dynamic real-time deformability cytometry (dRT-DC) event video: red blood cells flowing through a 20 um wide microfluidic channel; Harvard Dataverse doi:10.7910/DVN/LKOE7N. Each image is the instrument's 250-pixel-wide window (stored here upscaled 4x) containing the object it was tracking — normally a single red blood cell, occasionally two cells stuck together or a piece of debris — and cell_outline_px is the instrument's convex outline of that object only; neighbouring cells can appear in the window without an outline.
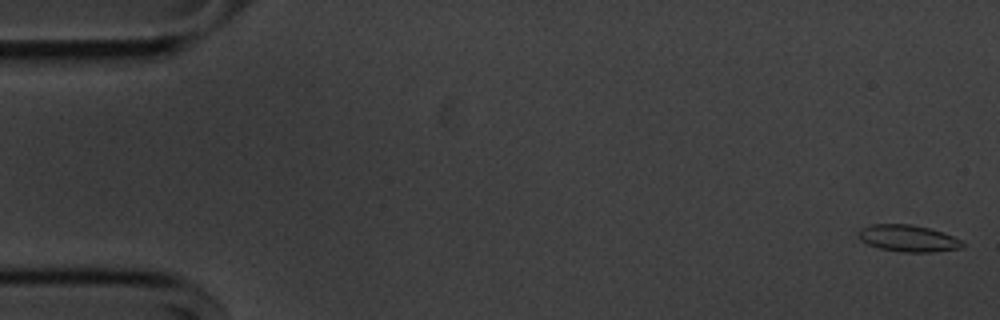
{"species": "common noctule bat (a hibernating species)", "species_latin": "Nyctalus noctula", "temperature_condition": "cold", "stored_images_in_passage": 53, "segment_of_instrument_passage": [1, 2], "camera_frame_rate_fps": 3000, "um_per_image_px": 0.085, "animal": {"sex": "male", "body_mass_g": 20.1, "forearm_length_mm": 53.5}, "frame": {"image": 1, "passage_image": 1, "time_ms": 0.0, "image_size_px": [1000, 320], "cell_outline_px": [[964, 248], [932, 252], [904, 252], [880, 248], [868, 244], [860, 240], [856, 232], [860, 228], [872, 224], [912, 224], [928, 228], [952, 236], [960, 240], [964, 244]], "centroid_in_image_um": [77.15, 20.26], "position_along_channel_um": 7.8, "area_um2": 16.18}}
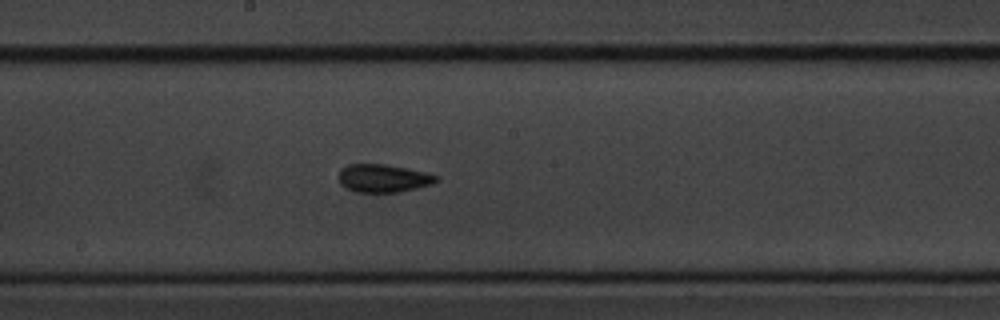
{"frame": {"image": 2, "passage_image": 29, "time_ms": 9.333, "image_size_px": [1000, 320], "cell_outline_px": [[440, 180], [432, 184], [400, 192], [356, 192], [340, 184], [336, 176], [340, 168], [348, 164], [384, 164], [408, 168], [440, 176]], "centroid_in_image_um": [32.56, 15.14], "position_along_channel_um": 215.6, "area_um2": 16.18}}
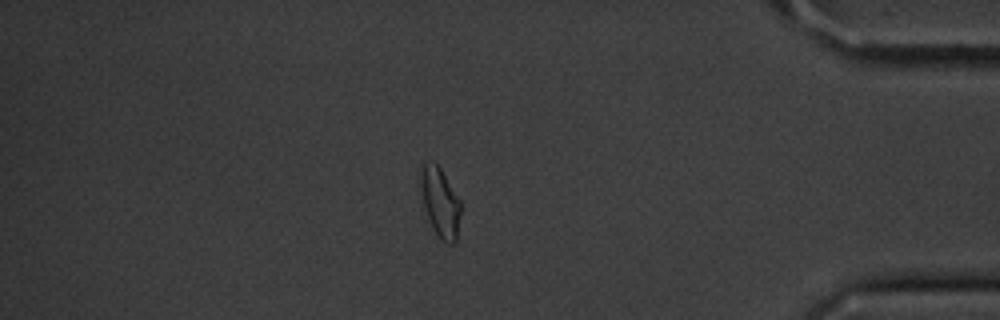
{"frame": {"image": 3, "passage_image": 47, "time_ms": 15.333, "image_size_px": [1000, 320], "cell_outline_px": [[460, 212], [456, 240], [452, 244], [448, 244], [440, 240], [436, 236], [428, 220], [424, 208], [420, 180], [420, 164], [432, 160], [440, 168], [460, 200]], "centroid_in_image_um": [37.39, 17.2], "position_along_channel_um": 397.8, "area_um2": 16.3}}